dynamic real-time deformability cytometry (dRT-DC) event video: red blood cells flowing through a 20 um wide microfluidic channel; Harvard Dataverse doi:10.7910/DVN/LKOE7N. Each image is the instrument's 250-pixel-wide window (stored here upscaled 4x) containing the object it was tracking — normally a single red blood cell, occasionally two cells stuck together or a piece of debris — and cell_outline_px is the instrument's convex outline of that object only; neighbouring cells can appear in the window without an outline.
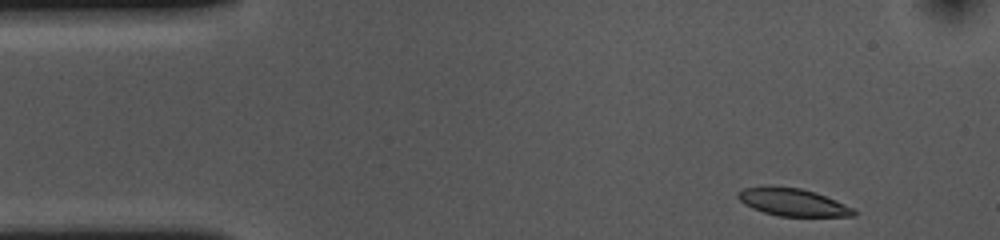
{"species": "common noctule bat (a hibernating species)", "species_latin": "Nyctalus noctula", "temperature_condition": "cold", "stored_images_in_passage": 41, "camera_frame_rate_fps": 3000, "um_per_image_px": 0.085, "animal": {"sex": "female", "body_mass_g": 10.0, "forearm_length_mm": 53.1}, "frame": {"image": 1, "passage_image": 1, "time_ms": 0.0, "image_size_px": [1000, 240], "cell_outline_px": [[856, 216], [780, 216], [764, 212], [752, 208], [744, 204], [736, 196], [736, 192], [744, 188], [800, 188], [816, 192], [836, 200], [852, 208], [856, 212]], "centroid_in_image_um": [67.41, 17.21], "position_along_channel_um": 17.6, "area_um2": 18.03}}
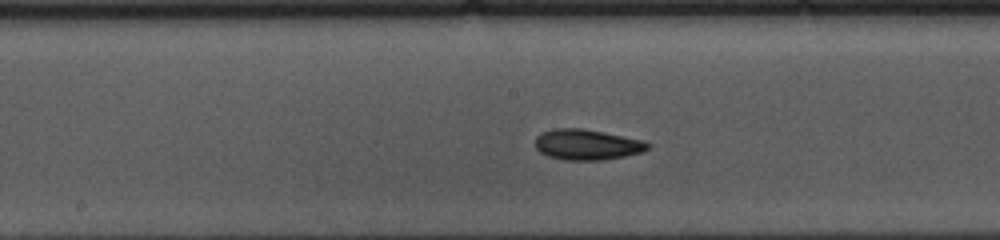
{"frame": {"image": 2, "passage_image": 22, "time_ms": 7.0, "image_size_px": [1000, 240], "cell_outline_px": [[652, 144], [648, 148], [640, 152], [624, 156], [604, 160], [564, 160], [548, 156], [540, 152], [536, 148], [536, 136], [540, 132], [552, 128], [584, 128], [644, 140]], "centroid_in_image_um": [49.88, 12.28], "position_along_channel_um": 198.3, "area_um2": 20.23}}
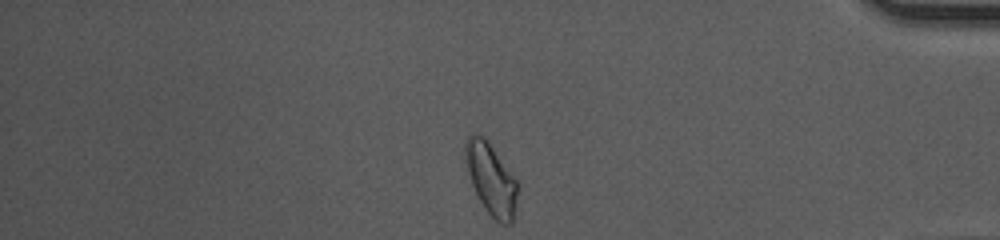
{"frame": {"image": 3, "passage_image": 41, "time_ms": 13.333, "image_size_px": [1000, 240], "cell_outline_px": [[520, 184], [512, 224], [500, 224], [488, 212], [480, 200], [472, 184], [468, 172], [464, 152], [464, 140], [472, 132], [476, 132], [484, 136], [488, 140], [520, 180]], "centroid_in_image_um": [41.79, 15.15], "position_along_channel_um": 393.4, "area_um2": 22.54}, "authors_computed_cell_mechanics": {"area_um2": 19.5364, "velocity_mm_per_s": 3.63, "shape_relaxation_time_tau1_ms": 2.6812, "shape_relaxation_time_tau2_ms": 3.0199, "deformation_change_tau1": 0.1172, "deformation_change_tau2": 0.0918}}